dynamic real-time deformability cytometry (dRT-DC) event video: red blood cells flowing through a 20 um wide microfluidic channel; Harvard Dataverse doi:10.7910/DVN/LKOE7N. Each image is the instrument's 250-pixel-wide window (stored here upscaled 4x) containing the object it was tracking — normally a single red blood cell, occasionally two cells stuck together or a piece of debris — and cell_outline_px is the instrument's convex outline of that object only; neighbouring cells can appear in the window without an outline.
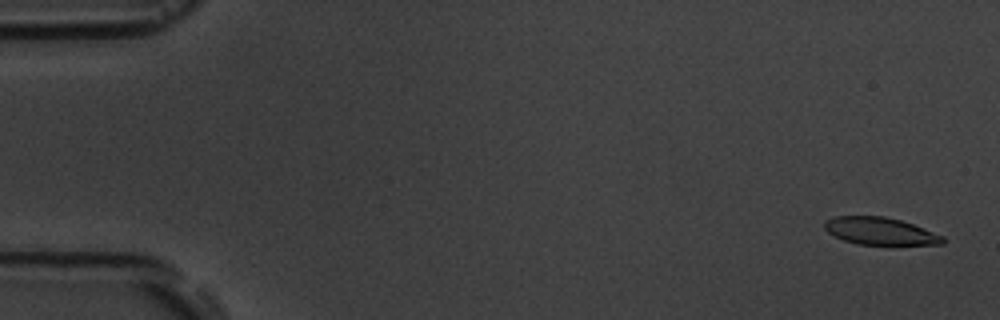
{"species": "common noctule bat (a hibernating species)", "species_latin": "Nyctalus noctula", "temperature_condition": "room temperature", "stored_images_in_passage": 5, "camera_frame_rate_fps": 3000, "um_per_image_px": 0.085, "animal": {"sex": "male", "body_mass_g": 19.5, "forearm_length_mm": 54.6}, "frame": {"image": 1, "passage_image": 1, "time_ms": 0.0, "image_size_px": [1000, 320], "cell_outline_px": [[944, 244], [856, 244], [844, 240], [828, 232], [824, 228], [824, 220], [832, 216], [884, 216], [900, 220], [924, 228], [944, 236]], "centroid_in_image_um": [74.78, 19.63], "position_along_channel_um": 10.2, "area_um2": 18.73}}
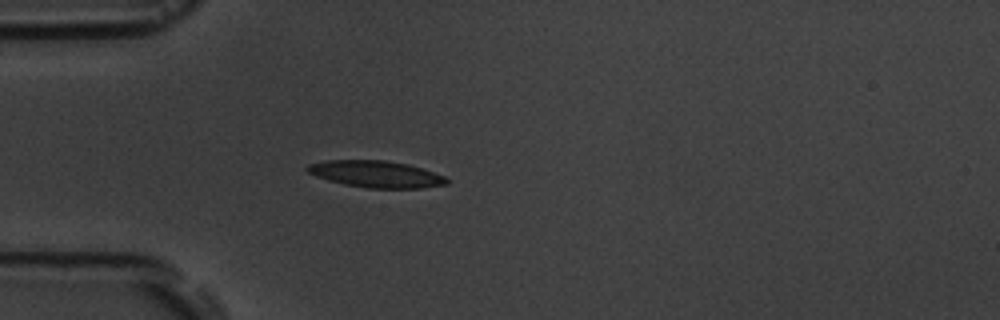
{"frame": {"image": 2, "passage_image": 5, "time_ms": 4.667, "image_size_px": [1000, 320], "cell_outline_px": [[448, 184], [420, 188], [368, 188], [344, 184], [328, 180], [316, 176], [308, 172], [304, 168], [308, 164], [324, 160], [384, 160], [408, 164], [444, 176], [448, 180]], "centroid_in_image_um": [31.92, 14.79], "position_along_channel_um": 53.1, "area_um2": 21.62}}